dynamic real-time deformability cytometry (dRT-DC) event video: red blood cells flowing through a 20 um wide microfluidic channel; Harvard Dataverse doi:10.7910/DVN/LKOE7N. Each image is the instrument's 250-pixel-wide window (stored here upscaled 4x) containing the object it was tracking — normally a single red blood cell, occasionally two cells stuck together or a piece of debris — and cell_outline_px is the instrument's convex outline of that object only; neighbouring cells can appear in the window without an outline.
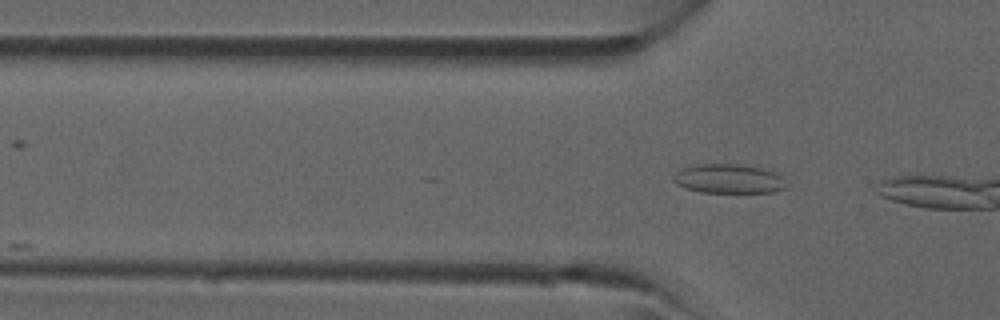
{"species": "common noctule bat (a hibernating species)", "species_latin": "Nyctalus noctula", "temperature_condition": "room temperature", "stored_images_in_passage": 5, "camera_frame_rate_fps": 3000, "um_per_image_px": 0.085, "animal": {"sex": "male", "forearm_length_mm": 52.5}, "frame": {"image": 1, "passage_image": 5, "time_ms": 4.333, "image_size_px": [1000, 320], "cell_outline_px": [[788, 188], [772, 192], [700, 192], [684, 188], [676, 184], [672, 180], [672, 176], [680, 168], [696, 164], [740, 164], [760, 168], [772, 172], [780, 176], [788, 184]], "centroid_in_image_um": [61.89, 15.2], "position_along_channel_um": 63.9, "area_um2": 19.36}}